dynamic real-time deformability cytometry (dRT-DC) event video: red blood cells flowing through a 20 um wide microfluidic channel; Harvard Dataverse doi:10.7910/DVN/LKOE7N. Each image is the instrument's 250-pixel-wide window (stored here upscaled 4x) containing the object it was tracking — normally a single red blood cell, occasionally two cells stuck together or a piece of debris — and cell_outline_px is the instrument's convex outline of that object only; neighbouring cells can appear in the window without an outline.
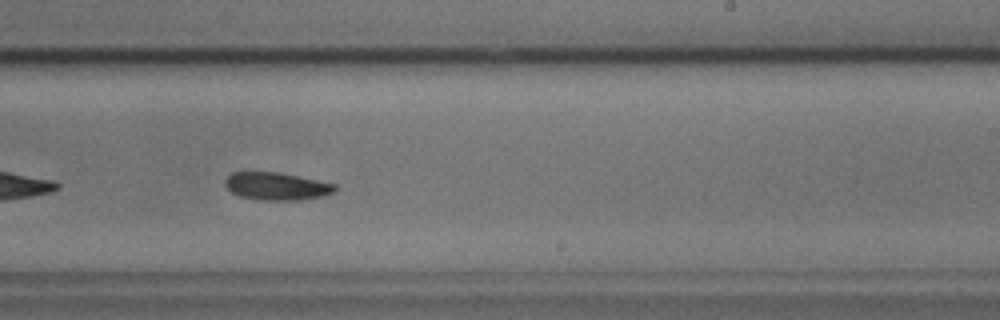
{"species": "common noctule bat (a hibernating species)", "species_latin": "Nyctalus noctula", "temperature_condition": "cold", "stored_images_in_passage": 40, "camera_frame_rate_fps": 3000, "um_per_image_px": 0.085, "animal": {"sex": "male", "body_mass_g": 17.9, "forearm_length_mm": 54.2}, "frame": {"image": 1, "passage_image": 18, "time_ms": 5.667, "image_size_px": [1000, 320], "cell_outline_px": [[336, 192], [320, 196], [300, 200], [256, 200], [240, 196], [232, 192], [224, 184], [224, 180], [232, 172], [280, 172], [336, 184]], "centroid_in_image_um": [23.5, 15.83], "position_along_channel_um": 265.5, "area_um2": 17.74}, "authors_computed_cell_mechanics": {"area_um2": 17.918, "velocity_mm_per_s": 3.7698, "shape_relaxation_time_tau1_ms": 2.9032, "shape_relaxation_time_tau2_ms": null, "deformation_change_tau1": 0.086, "deformation_change_tau2": null}}